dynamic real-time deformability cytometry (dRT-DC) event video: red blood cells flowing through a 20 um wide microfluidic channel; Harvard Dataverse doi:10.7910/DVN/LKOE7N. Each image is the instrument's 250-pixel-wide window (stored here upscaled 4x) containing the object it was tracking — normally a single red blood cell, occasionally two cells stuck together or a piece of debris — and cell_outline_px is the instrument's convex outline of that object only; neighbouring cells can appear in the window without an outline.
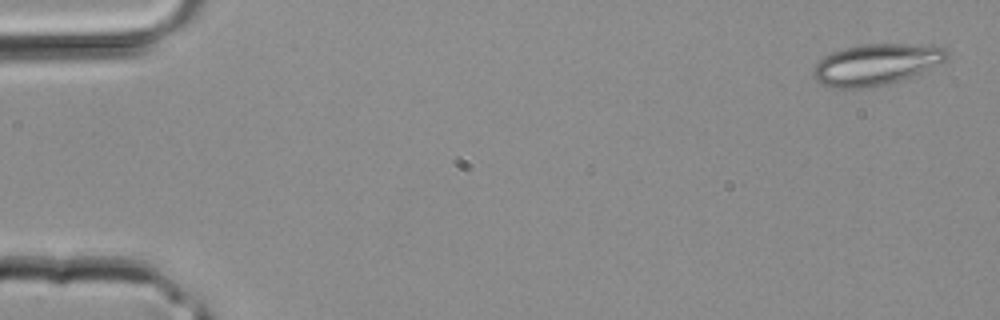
{"species": "common noctule bat (a hibernating species)", "species_latin": "Nyctalus noctula", "temperature_condition": "room temperature", "stored_images_in_passage": 4, "camera_frame_rate_fps": 3000, "um_per_image_px": 0.085, "animal": {"sex": "male", "body_mass_g": 20.4}, "frame": {"image": 1, "passage_image": 1, "time_ms": 0.0, "image_size_px": [1000, 320], "cell_outline_px": [[948, 56], [944, 60], [920, 72], [900, 80], [888, 84], [868, 88], [832, 88], [820, 84], [812, 76], [812, 68], [824, 56], [832, 52], [864, 44], [904, 44], [948, 48]], "centroid_in_image_um": [74.39, 5.5], "position_along_channel_um": 10.6, "area_um2": 31.67}}